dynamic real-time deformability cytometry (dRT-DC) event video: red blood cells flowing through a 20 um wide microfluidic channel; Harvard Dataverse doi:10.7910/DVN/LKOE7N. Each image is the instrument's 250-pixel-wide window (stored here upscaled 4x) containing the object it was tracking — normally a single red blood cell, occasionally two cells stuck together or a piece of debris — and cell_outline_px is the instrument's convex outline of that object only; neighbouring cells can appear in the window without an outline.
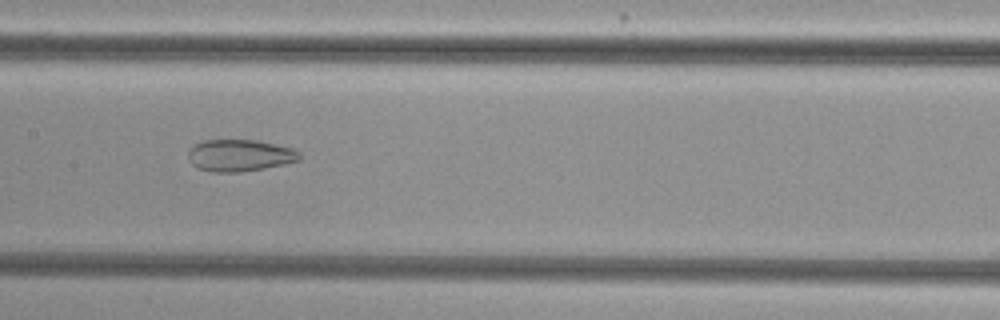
{"species": "common noctule bat (a hibernating species)", "species_latin": "Nyctalus noctula", "temperature_condition": "cold", "stored_images_in_passage": 46, "camera_frame_rate_fps": 3000, "um_per_image_px": 0.085, "animal": {"sex": "female", "body_mass_g": 29.2, "forearm_length_mm": 56.3}, "frame": {"image": 1, "passage_image": 19, "time_ms": 6.0, "image_size_px": [1000, 320], "cell_outline_px": [[300, 160], [284, 164], [264, 168], [240, 172], [212, 172], [196, 168], [188, 160], [188, 148], [204, 140], [256, 140], [292, 148], [300, 152]], "centroid_in_image_um": [20.34, 13.21], "position_along_channel_um": 187.1, "area_um2": 20.75}}
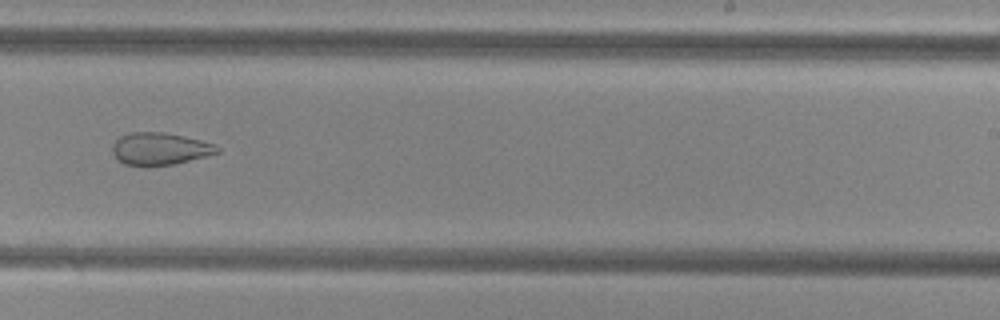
{"frame": {"image": 2, "passage_image": 26, "time_ms": 8.333, "image_size_px": [1000, 320], "cell_outline_px": [[220, 152], [176, 164], [148, 168], [144, 168], [124, 164], [112, 152], [112, 144], [120, 136], [132, 132], [164, 132], [184, 136], [216, 144], [220, 148]], "centroid_in_image_um": [13.59, 12.67], "position_along_channel_um": 275.4, "area_um2": 20.17}}
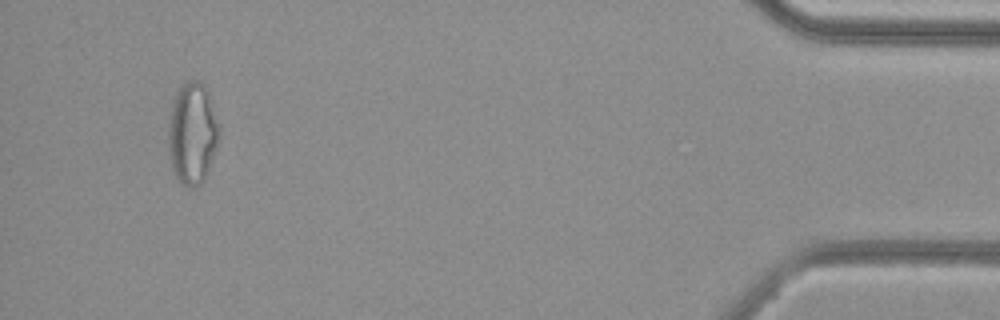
{"frame": {"image": 3, "passage_image": 43, "time_ms": 14.0, "image_size_px": [1000, 320], "cell_outline_px": [[220, 140], [204, 180], [196, 188], [188, 188], [180, 184], [176, 180], [172, 172], [168, 152], [168, 124], [172, 100], [176, 92], [184, 84], [192, 80], [200, 80], [208, 88], [220, 124]], "centroid_in_image_um": [16.36, 11.36], "position_along_channel_um": 418.8, "area_um2": 31.27}, "authors_computed_cell_mechanics": {"area_um2": 25.6054, "velocity_mm_per_s": 3.7961, "shape_relaxation_time_tau1_ms": null, "shape_relaxation_time_tau2_ms": 3.3082, "deformation_change_tau1": null, "deformation_change_tau2": 0.1122}}